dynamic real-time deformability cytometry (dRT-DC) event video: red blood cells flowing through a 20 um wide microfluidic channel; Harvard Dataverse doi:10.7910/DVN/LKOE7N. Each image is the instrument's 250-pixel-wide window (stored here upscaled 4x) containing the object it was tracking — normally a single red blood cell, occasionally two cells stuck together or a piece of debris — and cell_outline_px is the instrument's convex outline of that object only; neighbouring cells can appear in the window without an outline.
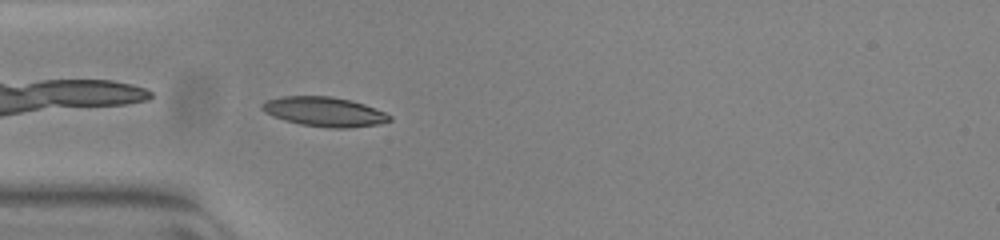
{"species": "common noctule bat (a hibernating species)", "species_latin": "Nyctalus noctula", "temperature_condition": "warm", "stored_images_in_passage": 38, "camera_frame_rate_fps": 3000, "um_per_image_px": 0.085, "animal": {"sex": "female", "body_mass_g": 23.0, "forearm_length_mm": 53.4}, "frame": {"image": 1, "passage_image": 1, "time_ms": 0.0, "image_size_px": [1000, 240], "cell_outline_px": [[392, 120], [380, 124], [348, 128], [332, 128], [300, 124], [284, 120], [272, 116], [264, 112], [260, 108], [260, 104], [268, 100], [284, 96], [332, 96], [352, 100], [364, 104], [384, 112], [392, 116]], "centroid_in_image_um": [27.57, 9.49], "position_along_channel_um": 57.4, "area_um2": 22.02}}
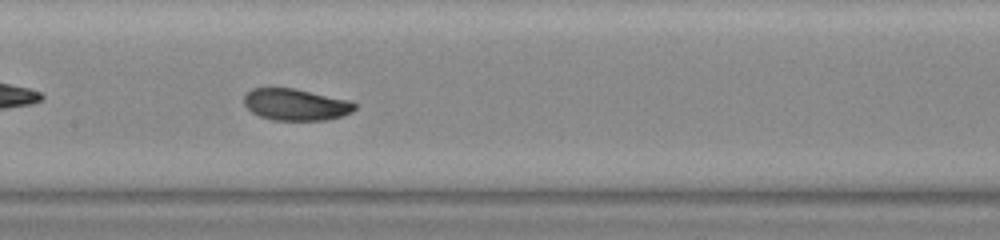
{"frame": {"image": 2, "passage_image": 11, "time_ms": 3.333, "image_size_px": [1000, 240], "cell_outline_px": [[356, 108], [352, 112], [344, 116], [328, 120], [272, 120], [260, 116], [252, 112], [244, 104], [244, 96], [252, 88], [292, 88], [352, 100], [356, 104]], "centroid_in_image_um": [25.19, 8.89], "position_along_channel_um": 182.2, "area_um2": 20.58}}
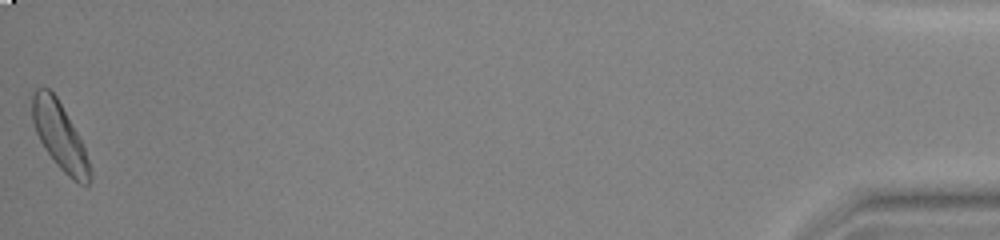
{"frame": {"image": 3, "passage_image": 38, "time_ms": 12.333, "image_size_px": [1000, 240], "cell_outline_px": [[92, 176], [88, 184], [80, 184], [72, 180], [56, 164], [44, 148], [36, 132], [32, 120], [32, 96], [36, 88], [48, 88], [56, 96], [76, 132], [84, 148], [92, 172]], "centroid_in_image_um": [5.07, 11.59], "position_along_channel_um": 430.1, "area_um2": 22.08}, "authors_computed_cell_mechanics": {"area_um2": 21.2415, "velocity_mm_per_s": 3.8693, "shape_relaxation_time_tau1_ms": 3.3301, "shape_relaxation_time_tau2_ms": 3.5956, "deformation_change_tau1": 0.141, "deformation_change_tau2": 0.0748}}